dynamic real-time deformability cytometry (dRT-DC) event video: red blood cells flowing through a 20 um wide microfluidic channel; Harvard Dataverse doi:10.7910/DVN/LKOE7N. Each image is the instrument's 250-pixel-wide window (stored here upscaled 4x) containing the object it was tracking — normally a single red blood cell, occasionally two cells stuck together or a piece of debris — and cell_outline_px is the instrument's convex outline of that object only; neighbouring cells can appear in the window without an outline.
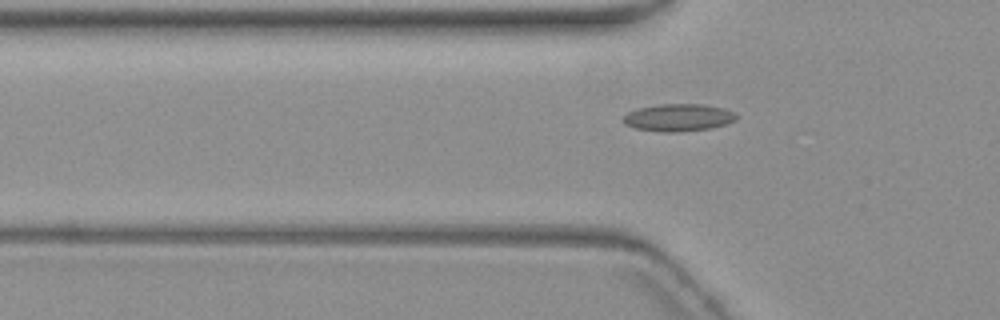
{"species": "common noctule bat (a hibernating species)", "species_latin": "Nyctalus noctula", "temperature_condition": "warm", "stored_images_in_passage": 6, "camera_frame_rate_fps": 3000, "um_per_image_px": 0.085, "animal": {"sex": "female", "body_mass_g": 19.3, "forearm_length_mm": 54.1}, "frame": {"image": 1, "passage_image": 6, "time_ms": 8.0, "image_size_px": [1000, 320], "cell_outline_px": [[736, 120], [712, 128], [676, 132], [664, 132], [636, 128], [624, 124], [624, 116], [628, 112], [636, 108], [660, 104], [704, 104], [724, 108], [732, 112], [736, 116]], "centroid_in_image_um": [57.65, 9.98], "position_along_channel_um": 68.2, "area_um2": 17.92}}